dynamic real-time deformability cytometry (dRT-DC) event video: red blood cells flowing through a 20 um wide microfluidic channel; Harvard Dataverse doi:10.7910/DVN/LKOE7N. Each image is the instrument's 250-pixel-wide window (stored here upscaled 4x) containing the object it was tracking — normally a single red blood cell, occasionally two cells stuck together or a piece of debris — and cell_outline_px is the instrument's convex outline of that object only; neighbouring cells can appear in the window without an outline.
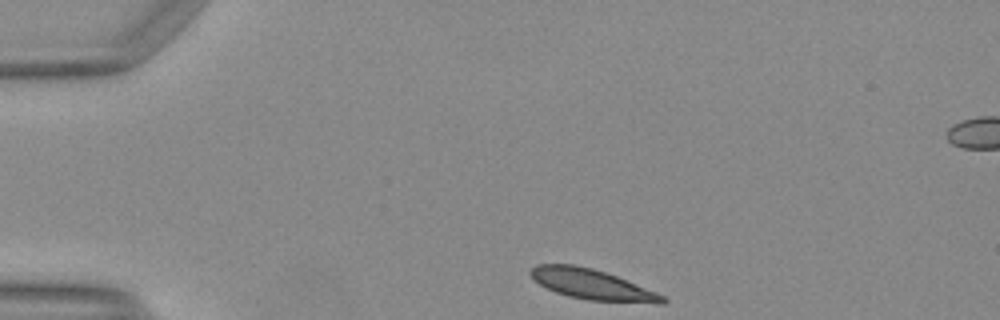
{"species": "Egyptian fruit bat (a non-hibernating species)", "species_latin": "Rousettus aegyptiacus", "temperature_condition": "warm", "stored_images_in_passage": 38, "camera_frame_rate_fps": 3000, "um_per_image_px": 0.085, "animal": {"sex": "female"}, "frame": {"image": 1, "passage_image": 1, "time_ms": 0.0, "image_size_px": [1000, 320], "cell_outline_px": [[668, 300], [664, 304], [656, 304], [588, 300], [568, 296], [556, 292], [540, 284], [528, 272], [536, 264], [576, 264], [592, 268], [616, 276], [656, 292], [664, 296]], "centroid_in_image_um": [50.35, 24.18], "position_along_channel_um": 34.6, "area_um2": 23.24}}
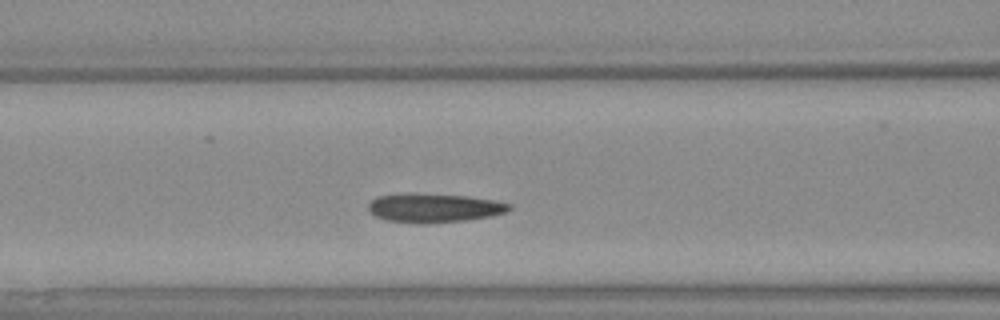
{"frame": {"image": 2, "passage_image": 12, "time_ms": 3.667, "image_size_px": [1000, 320], "cell_outline_px": [[512, 208], [508, 212], [468, 220], [428, 224], [420, 224], [384, 220], [368, 212], [368, 204], [376, 196], [404, 192], [408, 192], [468, 196], [492, 200], [512, 204]], "centroid_in_image_um": [36.85, 17.67], "position_along_channel_um": 129.8, "area_um2": 24.33}}
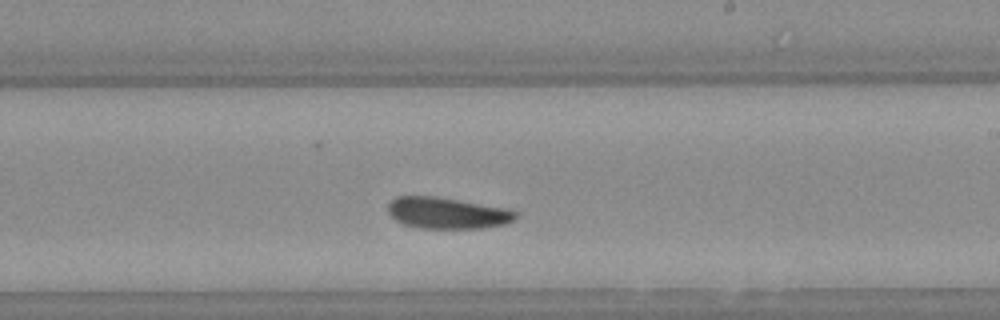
{"frame": {"image": 3, "passage_image": 21, "time_ms": 6.667, "image_size_px": [1000, 320], "cell_outline_px": [[516, 216], [512, 220], [504, 224], [480, 228], [420, 228], [404, 224], [396, 220], [388, 212], [388, 204], [396, 196], [436, 196], [504, 208], [516, 212]], "centroid_in_image_um": [37.95, 18.1], "position_along_channel_um": 251.0, "area_um2": 22.95}}